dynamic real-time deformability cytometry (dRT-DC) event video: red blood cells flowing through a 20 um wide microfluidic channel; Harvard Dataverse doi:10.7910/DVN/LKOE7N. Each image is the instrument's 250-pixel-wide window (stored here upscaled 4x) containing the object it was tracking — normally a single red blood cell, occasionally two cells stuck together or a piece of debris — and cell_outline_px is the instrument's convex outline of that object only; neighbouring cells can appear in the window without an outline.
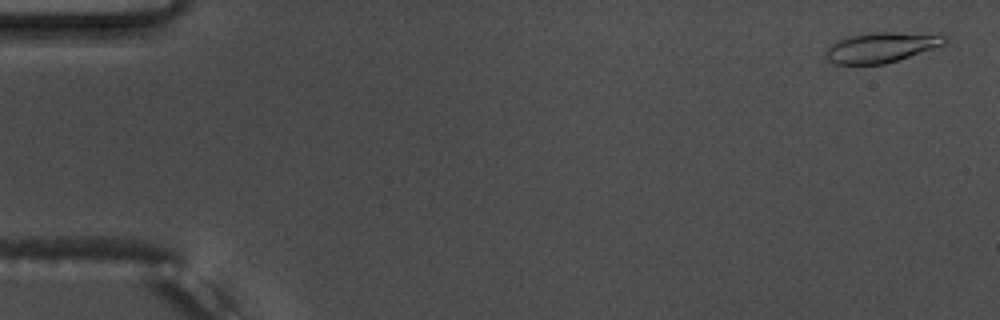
{"species": "common noctule bat (a hibernating species)", "species_latin": "Nyctalus noctula", "temperature_condition": "warm", "stored_images_in_passage": 55, "camera_frame_rate_fps": 3000, "um_per_image_px": 0.085, "animal": {"sex": "male", "body_mass_g": 17.5, "forearm_length_mm": 52.3}, "frame": {"image": 1, "passage_image": 2, "time_ms": 0.333, "image_size_px": [1000, 320], "cell_outline_px": [[948, 40], [944, 44], [884, 64], [836, 64], [828, 60], [824, 52], [836, 40], [848, 36], [868, 32], [940, 32], [948, 36]], "centroid_in_image_um": [74.96, 3.98], "position_along_channel_um": 10.0, "area_um2": 21.21}}
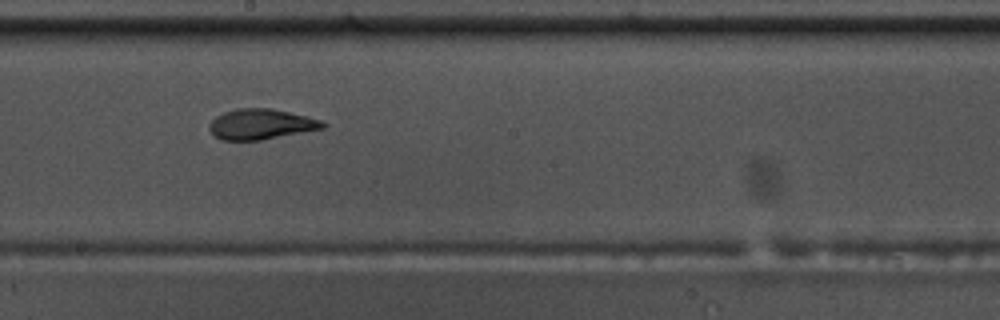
{"frame": {"image": 2, "passage_image": 31, "time_ms": 10.0, "image_size_px": [1000, 320], "cell_outline_px": [[328, 124], [324, 128], [260, 140], [220, 140], [208, 128], [208, 124], [216, 116], [224, 112], [236, 108], [272, 108], [308, 116], [320, 120]], "centroid_in_image_um": [22.18, 10.55], "position_along_channel_um": 226.0, "area_um2": 20.11}}
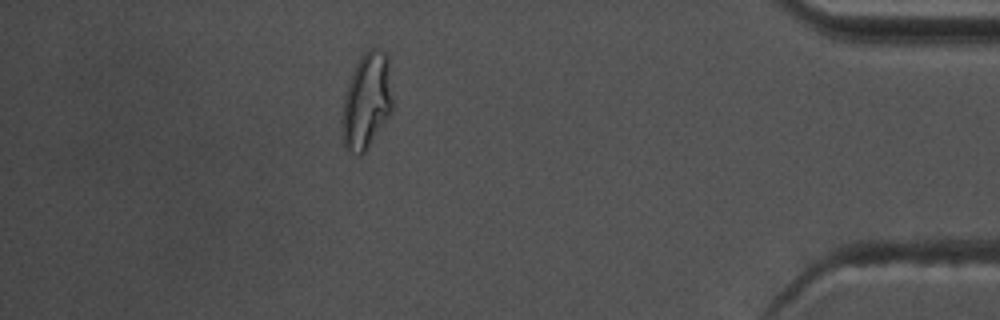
{"frame": {"image": 3, "passage_image": 49, "time_ms": 16.0, "image_size_px": [1000, 320], "cell_outline_px": [[396, 108], [368, 148], [360, 156], [348, 152], [344, 148], [340, 120], [344, 96], [352, 72], [360, 56], [368, 48], [376, 48], [388, 52]], "centroid_in_image_um": [31.22, 8.59], "position_along_channel_um": 404.0, "area_um2": 29.82}, "authors_computed_cell_mechanics": {"area_um2": 20.23, "velocity_mm_per_s": 3.7028, "shape_relaxation_time_tau1_ms": 7.1636, "shape_relaxation_time_tau2_ms": 1.0624, "deformation_change_tau1": 0.2574, "deformation_change_tau2": 0.066}}